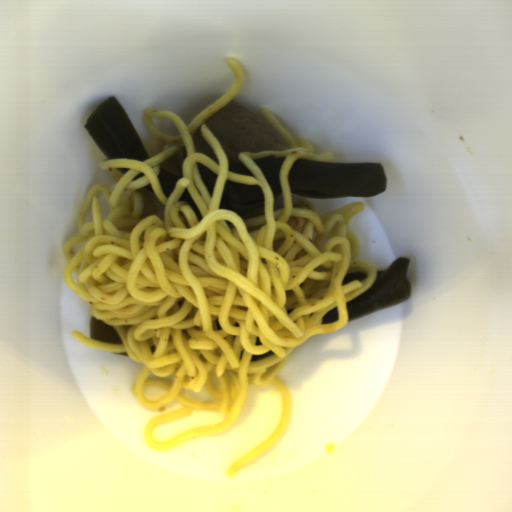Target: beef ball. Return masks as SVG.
I'll return each mask as SVG.
<instances>
[{
	"label": "beef ball",
	"mask_w": 512,
	"mask_h": 512,
	"mask_svg": "<svg viewBox=\"0 0 512 512\" xmlns=\"http://www.w3.org/2000/svg\"><path fill=\"white\" fill-rule=\"evenodd\" d=\"M254 113L231 100L204 121L228 160H238L236 156L241 152L259 153L262 150L288 149L279 131L262 116H256Z\"/></svg>",
	"instance_id": "c3f7d807"
},
{
	"label": "beef ball",
	"mask_w": 512,
	"mask_h": 512,
	"mask_svg": "<svg viewBox=\"0 0 512 512\" xmlns=\"http://www.w3.org/2000/svg\"><path fill=\"white\" fill-rule=\"evenodd\" d=\"M192 140H193V144H194V148H195V151L197 153H202V154H205L207 155L208 157H210L214 162H217V165H218V160H217V157L214 153V151L212 150V148L209 146L208 142L201 136V131H200V127L197 128L193 134H192Z\"/></svg>",
	"instance_id": "3eea062c"
}]
</instances>
